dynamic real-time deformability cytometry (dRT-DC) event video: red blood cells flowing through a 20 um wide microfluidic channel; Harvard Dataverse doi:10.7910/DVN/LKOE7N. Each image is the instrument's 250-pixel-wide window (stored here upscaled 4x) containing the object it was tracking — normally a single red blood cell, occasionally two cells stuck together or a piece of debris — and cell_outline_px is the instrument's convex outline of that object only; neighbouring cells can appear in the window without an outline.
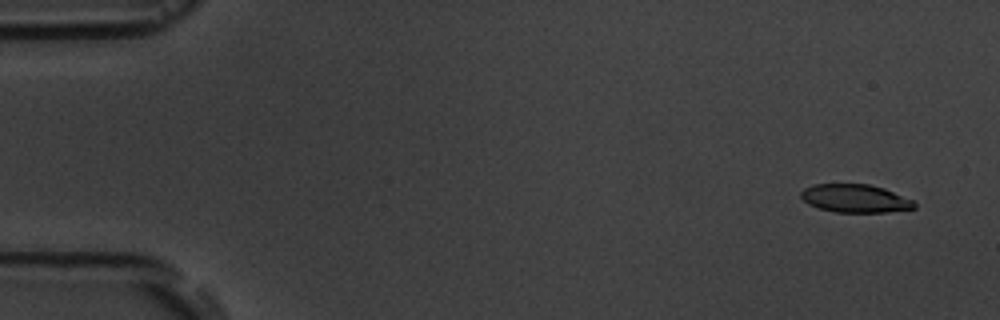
{"species": "common noctule bat (a hibernating species)", "species_latin": "Nyctalus noctula", "temperature_condition": "room temperature", "stored_images_in_passage": 4, "camera_frame_rate_fps": 3000, "um_per_image_px": 0.085, "animal": {"sex": "male", "body_mass_g": 19.5, "forearm_length_mm": 54.6}, "frame": {"image": 1, "passage_image": 1, "time_ms": 0.0, "image_size_px": [1000, 320], "cell_outline_px": [[916, 208], [884, 212], [836, 212], [820, 208], [808, 204], [800, 196], [800, 192], [804, 188], [812, 184], [868, 184], [884, 188], [912, 200], [916, 204]], "centroid_in_image_um": [72.66, 16.86], "position_along_channel_um": 12.3, "area_um2": 18.5}}
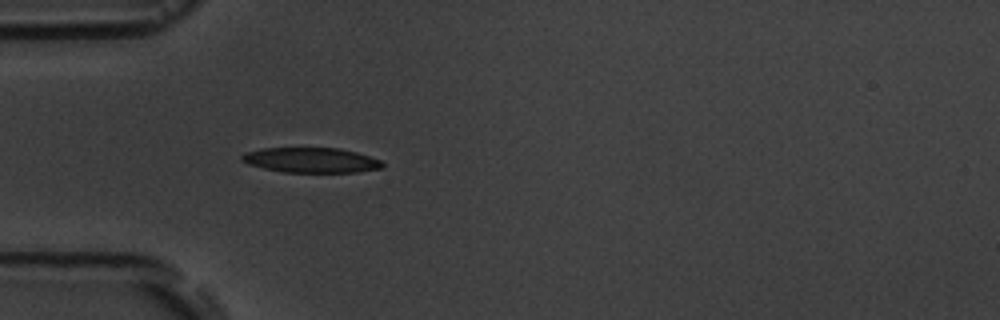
{"frame": {"image": 2, "passage_image": 4, "time_ms": 4.667, "image_size_px": [1000, 320], "cell_outline_px": [[384, 168], [356, 172], [284, 172], [264, 168], [248, 164], [240, 160], [240, 156], [244, 152], [264, 148], [336, 148], [356, 152], [380, 160], [384, 164]], "centroid_in_image_um": [26.42, 13.61], "position_along_channel_um": 58.6, "area_um2": 20.46}}